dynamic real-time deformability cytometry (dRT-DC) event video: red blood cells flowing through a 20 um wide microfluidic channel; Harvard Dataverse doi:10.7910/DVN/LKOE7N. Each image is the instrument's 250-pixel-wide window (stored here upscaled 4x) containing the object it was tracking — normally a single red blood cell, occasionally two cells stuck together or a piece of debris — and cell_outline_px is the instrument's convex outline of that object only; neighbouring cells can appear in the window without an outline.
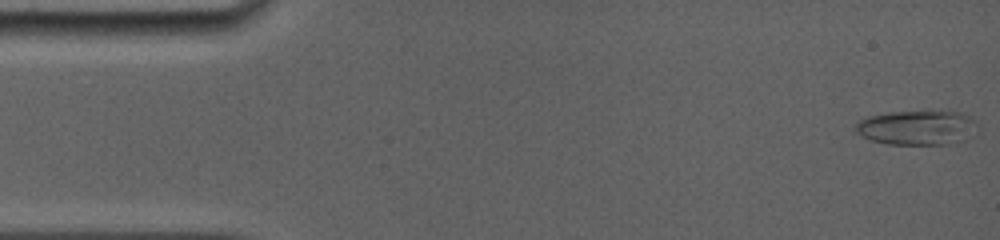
{"species": "common noctule bat (a hibernating species)", "species_latin": "Nyctalus noctula", "temperature_condition": "room temperature", "stored_images_in_passage": 11, "camera_frame_rate_fps": 5000, "um_per_image_px": 0.085, "animal": {"sex": "female", "body_mass_g": 19.0, "forearm_length_mm": 56.7}, "frame": {"image": 1, "passage_image": 1, "time_ms": 0.0, "image_size_px": [1000, 240], "cell_outline_px": [[976, 120], [972, 136], [964, 140], [948, 144], [888, 144], [872, 140], [860, 136], [856, 132], [856, 124], [860, 120], [868, 116], [888, 112], [940, 108], [960, 112]], "centroid_in_image_um": [77.97, 10.8], "position_along_channel_um": 7.0, "area_um2": 25.32}}
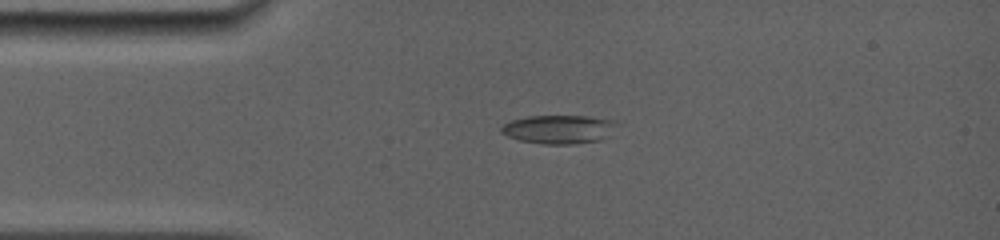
{"frame": {"image": 2, "passage_image": 9, "time_ms": 3.2, "image_size_px": [1000, 240], "cell_outline_px": [[620, 124], [600, 140], [572, 144], [544, 144], [520, 140], [508, 136], [500, 132], [500, 128], [504, 124], [512, 120], [528, 116], [588, 116], [616, 120]], "centroid_in_image_um": [47.52, 10.98], "position_along_channel_um": 37.5, "area_um2": 19.25}}
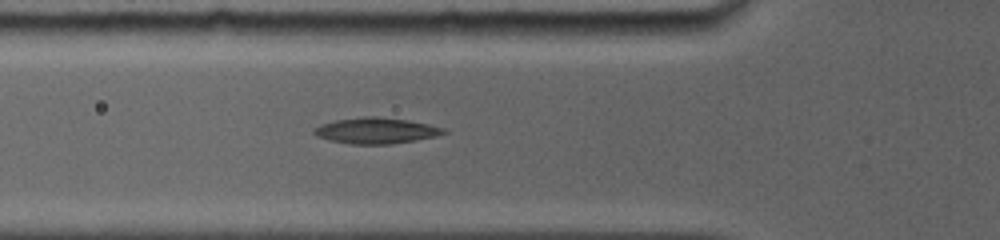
{"frame": {"image": 3, "passage_image": 11, "time_ms": 5.2, "image_size_px": [1000, 240], "cell_outline_px": [[448, 132], [436, 136], [416, 140], [388, 144], [352, 144], [328, 140], [316, 136], [312, 132], [320, 124], [336, 120], [364, 116], [376, 116], [408, 120], [428, 124], [444, 128]], "centroid_in_image_um": [31.95, 11.1], "position_along_channel_um": 93.8, "area_um2": 19.54}}